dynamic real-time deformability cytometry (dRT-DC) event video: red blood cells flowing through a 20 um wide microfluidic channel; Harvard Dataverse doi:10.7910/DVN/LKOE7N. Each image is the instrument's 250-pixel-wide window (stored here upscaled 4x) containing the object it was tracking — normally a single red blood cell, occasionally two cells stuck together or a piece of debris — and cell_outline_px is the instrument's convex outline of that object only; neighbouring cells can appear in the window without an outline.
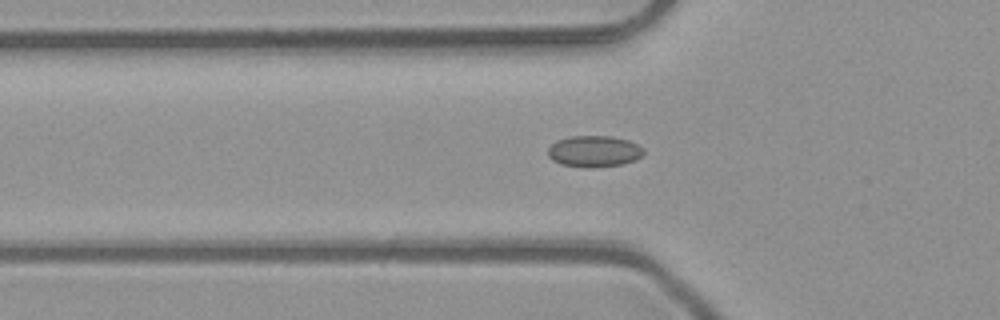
{"species": "common noctule bat (a hibernating species)", "species_latin": "Nyctalus noctula", "temperature_condition": "room temperature", "stored_images_in_passage": 45, "camera_frame_rate_fps": 3000, "um_per_image_px": 0.085, "animal": {"sex": "male", "body_mass_g": 23.1, "forearm_length_mm": 52.7}, "frame": {"image": 1, "passage_image": 17, "time_ms": 5.333, "image_size_px": [1000, 320], "cell_outline_px": [[644, 152], [636, 160], [624, 164], [592, 168], [584, 168], [560, 164], [552, 160], [548, 156], [548, 148], [556, 140], [572, 136], [612, 136], [628, 140], [644, 148]], "centroid_in_image_um": [50.49, 12.87], "position_along_channel_um": 75.3, "area_um2": 17.69}}
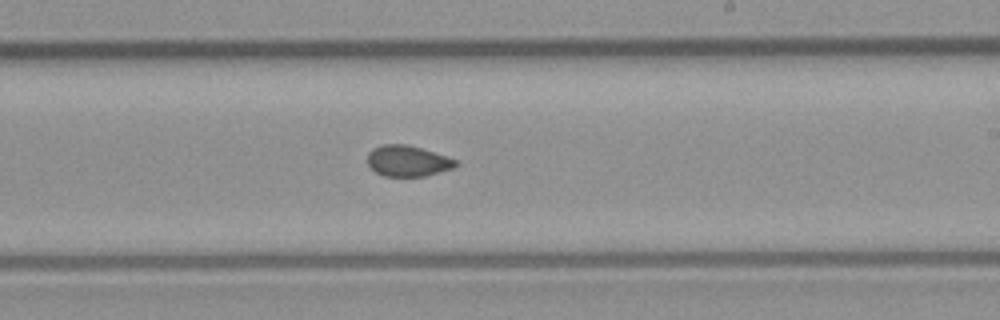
{"frame": {"image": 2, "passage_image": 30, "time_ms": 9.667, "image_size_px": [1000, 320], "cell_outline_px": [[460, 164], [452, 168], [424, 176], [384, 176], [376, 172], [368, 164], [368, 152], [372, 148], [380, 144], [408, 144], [456, 160]], "centroid_in_image_um": [34.61, 13.67], "position_along_channel_um": 254.4, "area_um2": 15.72}}
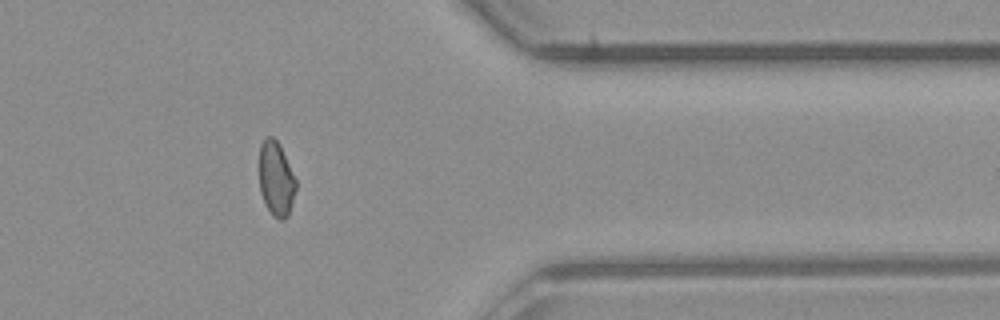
{"frame": {"image": 3, "passage_image": 41, "time_ms": 13.333, "image_size_px": [1000, 320], "cell_outline_px": [[296, 188], [288, 216], [284, 220], [280, 220], [272, 216], [260, 192], [260, 144], [268, 136], [272, 136], [280, 144], [296, 180]], "centroid_in_image_um": [23.47, 15.21], "position_along_channel_um": 387.9, "area_um2": 15.78}}